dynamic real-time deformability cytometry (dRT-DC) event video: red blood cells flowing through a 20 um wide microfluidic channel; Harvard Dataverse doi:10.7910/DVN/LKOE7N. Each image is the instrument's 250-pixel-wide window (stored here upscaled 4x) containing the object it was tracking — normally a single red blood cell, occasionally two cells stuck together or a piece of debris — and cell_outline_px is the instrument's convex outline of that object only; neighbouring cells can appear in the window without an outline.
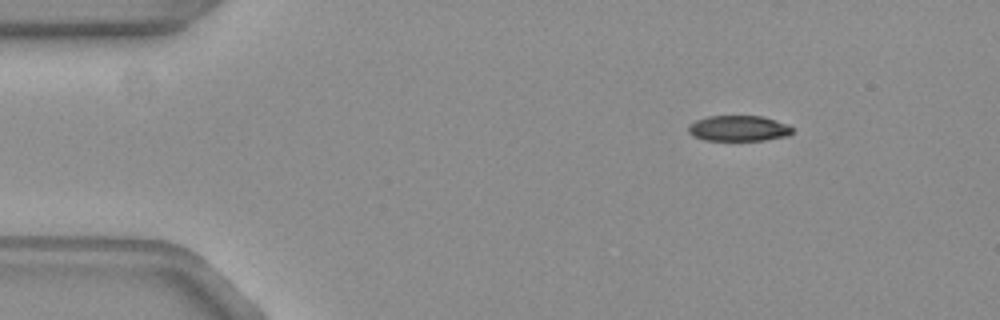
{"species": "common noctule bat (a hibernating species)", "species_latin": "Nyctalus noctula", "temperature_condition": "warm", "stored_images_in_passage": 5, "camera_frame_rate_fps": 3000, "um_per_image_px": 0.085, "animal": {"sex": "female", "body_mass_g": 19.3, "forearm_length_mm": 54.1}, "frame": {"image": 1, "passage_image": 1, "time_ms": 0.0, "image_size_px": [1000, 320], "cell_outline_px": [[792, 132], [788, 136], [764, 140], [704, 140], [692, 136], [688, 132], [688, 124], [696, 120], [708, 116], [764, 116], [788, 124], [792, 128]], "centroid_in_image_um": [62.77, 10.91], "position_along_channel_um": 22.2, "area_um2": 15.66}}